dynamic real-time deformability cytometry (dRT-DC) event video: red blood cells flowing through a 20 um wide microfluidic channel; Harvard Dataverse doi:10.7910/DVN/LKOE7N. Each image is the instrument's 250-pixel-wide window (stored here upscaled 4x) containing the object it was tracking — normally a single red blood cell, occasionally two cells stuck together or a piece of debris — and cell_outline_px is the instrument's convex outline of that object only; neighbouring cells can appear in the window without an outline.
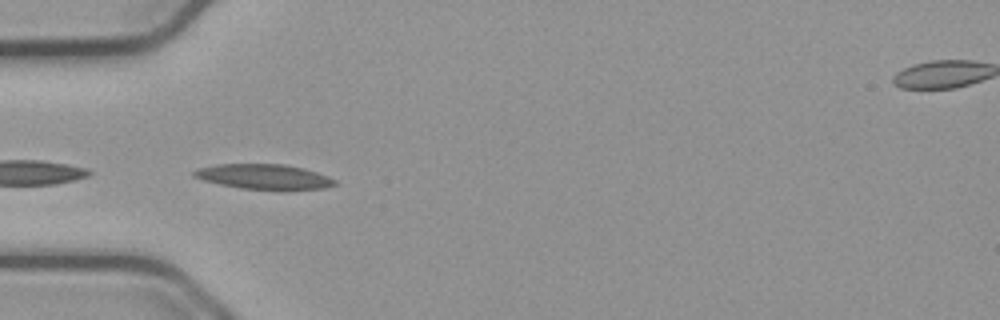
{"species": "common noctule bat (a hibernating species)", "species_latin": "Nyctalus noctula", "temperature_condition": "cold", "stored_images_in_passage": 20, "camera_frame_rate_fps": 3000, "um_per_image_px": 0.085, "animal": {"sex": "male", "body_mass_g": 23.1, "forearm_length_mm": 52.7}, "frame": {"image": 1, "passage_image": 12, "time_ms": 3.667, "image_size_px": [1000, 320], "cell_outline_px": [[336, 184], [324, 188], [240, 188], [220, 184], [204, 180], [192, 176], [192, 172], [196, 168], [216, 164], [284, 164], [304, 168], [328, 176], [336, 180]], "centroid_in_image_um": [22.37, 14.98], "position_along_channel_um": 62.6, "area_um2": 20.0}}
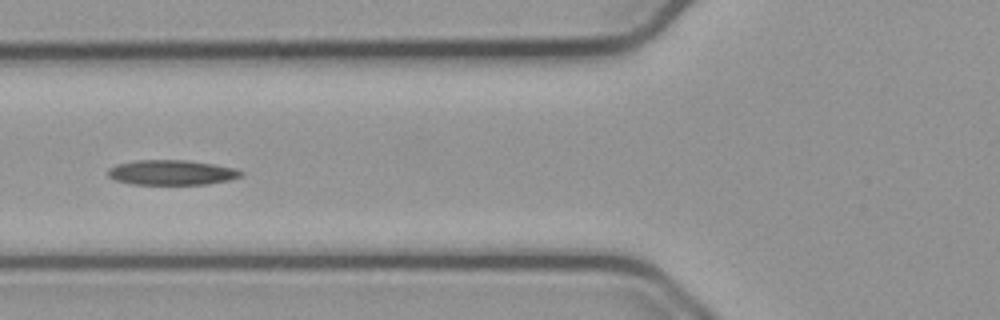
{"frame": {"image": 2, "passage_image": 16, "time_ms": 5.0, "image_size_px": [1000, 320], "cell_outline_px": [[244, 176], [228, 180], [208, 184], [132, 184], [116, 180], [108, 176], [108, 168], [116, 164], [136, 160], [184, 160], [212, 164], [236, 168], [244, 172]], "centroid_in_image_um": [14.6, 14.66], "position_along_channel_um": 111.2, "area_um2": 19.36}}